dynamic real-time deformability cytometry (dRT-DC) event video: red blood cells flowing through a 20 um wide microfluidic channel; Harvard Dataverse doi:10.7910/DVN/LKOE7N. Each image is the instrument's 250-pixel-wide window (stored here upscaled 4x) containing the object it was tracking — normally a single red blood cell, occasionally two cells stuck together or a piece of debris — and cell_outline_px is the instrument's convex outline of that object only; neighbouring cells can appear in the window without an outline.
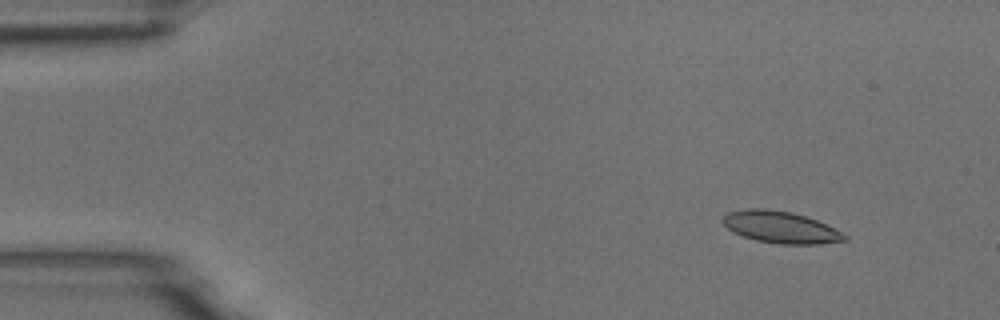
{"species": "common noctule bat (a hibernating species)", "species_latin": "Nyctalus noctula", "temperature_condition": "room temperature", "stored_images_in_passage": 5, "camera_frame_rate_fps": 3000, "um_per_image_px": 0.085, "animal": {"sex": "male", "body_mass_g": 18.8}, "frame": {"image": 1, "passage_image": 2, "time_ms": 0.333, "image_size_px": [1000, 320], "cell_outline_px": [[848, 240], [820, 244], [780, 244], [756, 240], [732, 232], [720, 220], [728, 212], [748, 208], [764, 208], [792, 212], [816, 220], [844, 232], [848, 236]], "centroid_in_image_um": [66.37, 19.31], "position_along_channel_um": 18.6, "area_um2": 22.66}}
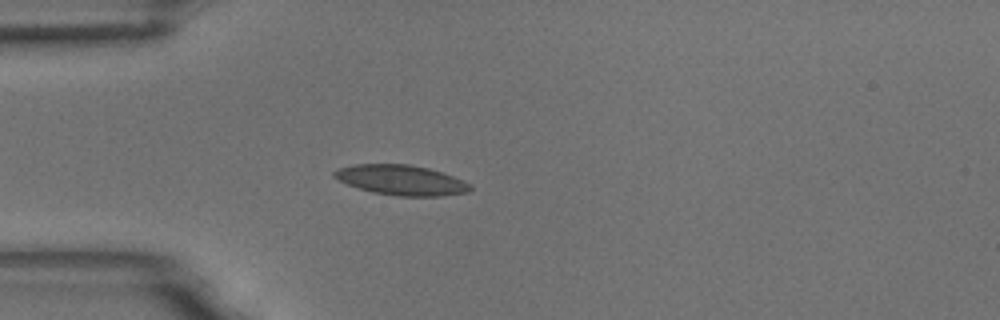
{"frame": {"image": 2, "passage_image": 4, "time_ms": 1.0, "image_size_px": [1000, 320], "cell_outline_px": [[472, 188], [468, 192], [440, 196], [400, 196], [372, 192], [348, 184], [332, 176], [332, 172], [340, 168], [352, 164], [408, 164], [428, 168], [452, 176], [472, 184]], "centroid_in_image_um": [34.11, 15.3], "position_along_channel_um": 50.9, "area_um2": 23.64}}